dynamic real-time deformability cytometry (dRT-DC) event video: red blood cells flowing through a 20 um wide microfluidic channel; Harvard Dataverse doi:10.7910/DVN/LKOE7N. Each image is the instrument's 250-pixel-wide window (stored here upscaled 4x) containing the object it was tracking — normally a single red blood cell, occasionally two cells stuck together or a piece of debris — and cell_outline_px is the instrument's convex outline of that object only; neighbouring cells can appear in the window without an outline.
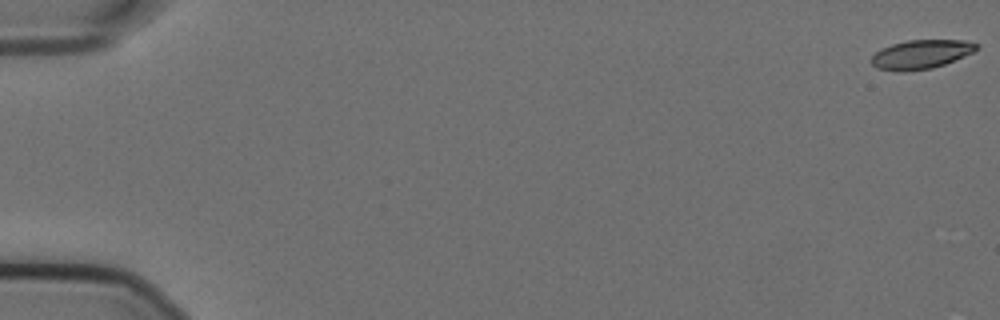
{"species": "Egyptian fruit bat (a non-hibernating species)", "species_latin": "Rousettus aegyptiacus", "temperature_condition": "cold", "stored_images_in_passage": 9, "camera_frame_rate_fps": 3000, "um_per_image_px": 0.085, "animal": {"sex": "female"}, "frame": {"image": 1, "passage_image": 1, "time_ms": 0.0, "image_size_px": [1000, 320], "cell_outline_px": [[980, 48], [972, 52], [944, 64], [932, 68], [904, 72], [900, 72], [876, 68], [872, 64], [872, 56], [880, 48], [892, 44], [908, 40], [964, 40], [980, 44]], "centroid_in_image_um": [78.28, 4.61], "position_along_channel_um": 6.7, "area_um2": 17.74}}